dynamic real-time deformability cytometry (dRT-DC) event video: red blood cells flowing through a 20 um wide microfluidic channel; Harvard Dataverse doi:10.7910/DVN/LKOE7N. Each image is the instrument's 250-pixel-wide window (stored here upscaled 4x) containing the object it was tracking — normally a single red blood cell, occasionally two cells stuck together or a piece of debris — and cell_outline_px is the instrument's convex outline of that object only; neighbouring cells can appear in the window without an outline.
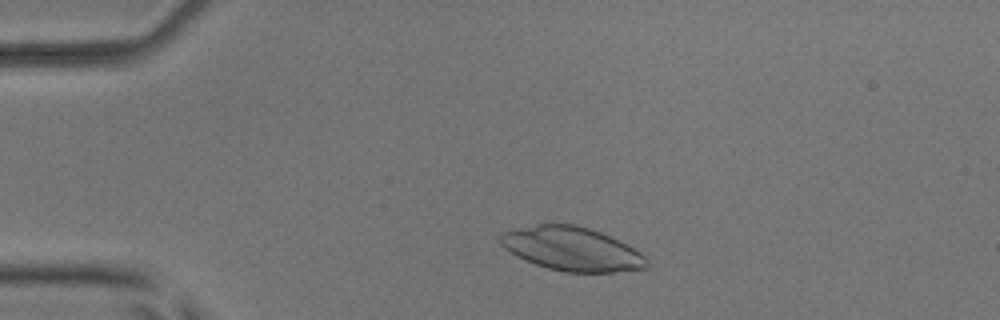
{"species": "common noctule bat (a hibernating species)", "species_latin": "Nyctalus noctula", "temperature_condition": "room temperature", "stored_images_in_passage": 42, "camera_frame_rate_fps": 3000, "um_per_image_px": 0.085, "animal": {"sex": "male", "body_mass_g": 17.9, "forearm_length_mm": 54.2}, "frame": {"image": 1, "passage_image": 1, "time_ms": 0.0, "image_size_px": [1000, 320], "cell_outline_px": [[648, 268], [612, 272], [564, 272], [548, 268], [536, 264], [504, 248], [500, 244], [500, 232], [536, 224], [572, 224], [588, 228], [600, 232], [640, 252], [648, 260]], "centroid_in_image_um": [48.6, 21.16], "position_along_channel_um": 36.4, "area_um2": 36.76}}
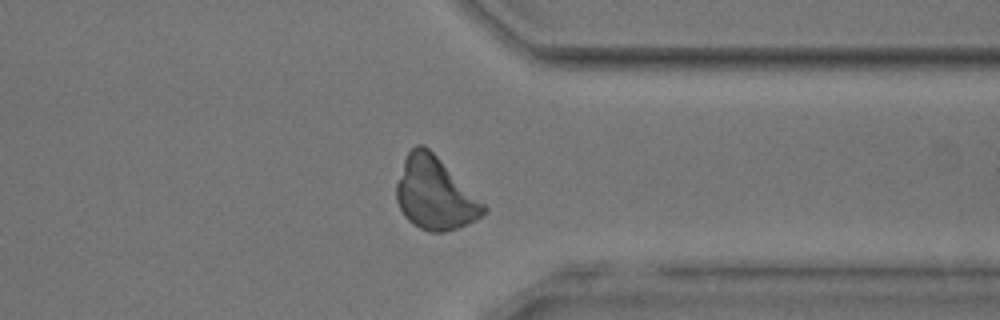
{"frame": {"image": 2, "passage_image": 31, "time_ms": 10.0, "image_size_px": [1000, 320], "cell_outline_px": [[488, 212], [456, 228], [444, 232], [428, 232], [412, 224], [404, 216], [396, 200], [396, 184], [404, 160], [408, 152], [416, 144], [424, 144], [488, 208]], "centroid_in_image_um": [36.92, 16.47], "position_along_channel_um": 374.5, "area_um2": 36.01}}
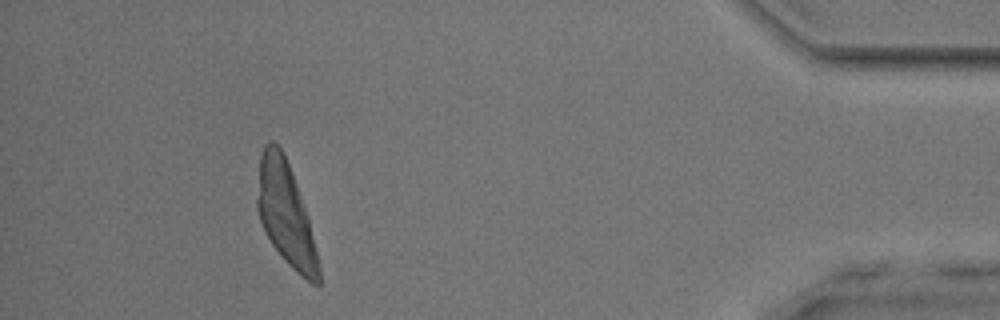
{"frame": {"image": 3, "passage_image": 38, "time_ms": 12.333, "image_size_px": [1000, 320], "cell_outline_px": [[320, 284], [312, 284], [296, 272], [288, 264], [272, 244], [264, 232], [256, 208], [256, 200], [260, 156], [264, 144], [268, 140], [272, 140], [284, 152], [308, 216], [320, 268]], "centroid_in_image_um": [24.26, 18.17], "position_along_channel_um": 410.9, "area_um2": 36.7}}